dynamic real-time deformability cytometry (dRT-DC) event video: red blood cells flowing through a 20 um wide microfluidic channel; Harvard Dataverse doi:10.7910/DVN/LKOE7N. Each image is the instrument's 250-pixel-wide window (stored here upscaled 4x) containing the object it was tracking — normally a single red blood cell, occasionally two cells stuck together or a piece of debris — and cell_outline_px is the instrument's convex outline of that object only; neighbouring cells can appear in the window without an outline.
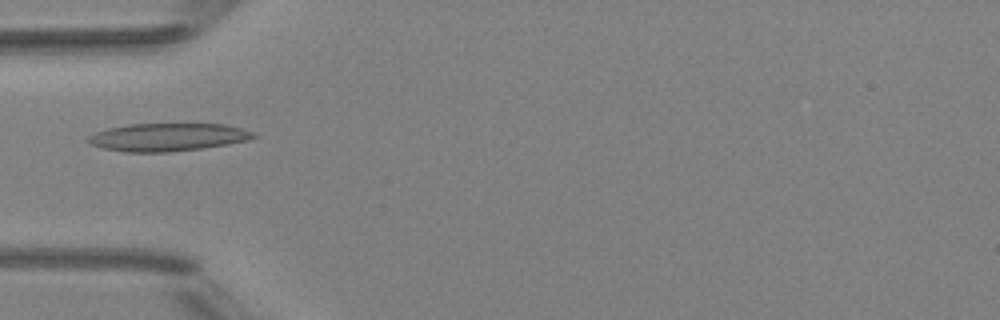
{"species": "Egyptian fruit bat (a non-hibernating species)", "species_latin": "Rousettus aegyptiacus", "temperature_condition": "room temperature", "stored_images_in_passage": 6, "camera_frame_rate_fps": 3000, "um_per_image_px": 0.085, "animal": {"sex": "female"}, "frame": {"image": 1, "passage_image": 4, "time_ms": 4.333, "image_size_px": [1000, 320], "cell_outline_px": [[260, 136], [248, 140], [228, 144], [204, 148], [168, 152], [124, 152], [104, 148], [88, 144], [84, 140], [88, 136], [96, 132], [108, 128], [128, 124], [224, 124], [240, 128], [252, 132]], "centroid_in_image_um": [14.23, 11.66], "position_along_channel_um": 70.8, "area_um2": 26.99}}
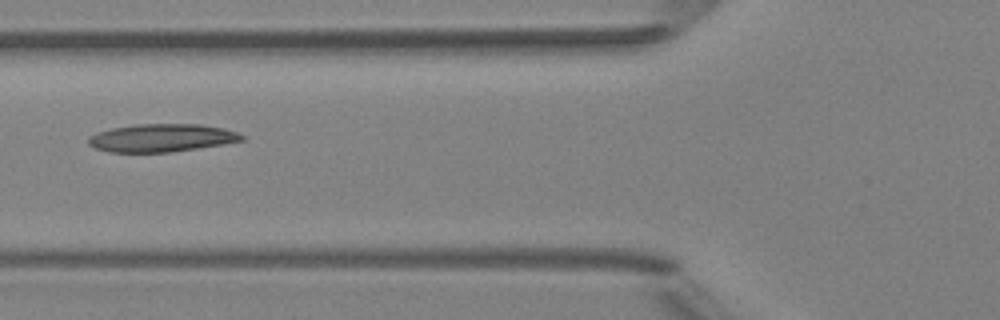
{"frame": {"image": 2, "passage_image": 5, "time_ms": 5.333, "image_size_px": [1000, 320], "cell_outline_px": [[244, 140], [224, 144], [168, 152], [108, 152], [96, 148], [88, 144], [88, 136], [96, 132], [112, 128], [136, 124], [200, 124], [224, 128], [236, 132], [244, 136]], "centroid_in_image_um": [13.71, 11.71], "position_along_channel_um": 112.1, "area_um2": 24.91}}
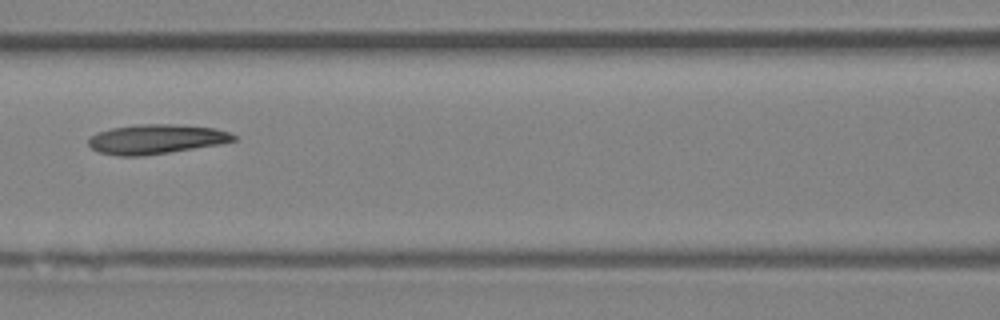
{"frame": {"image": 3, "passage_image": 6, "time_ms": 6.333, "image_size_px": [1000, 320], "cell_outline_px": [[236, 140], [220, 144], [144, 156], [120, 156], [100, 152], [92, 148], [88, 144], [88, 140], [96, 132], [112, 128], [136, 124], [172, 124], [216, 128], [228, 132], [236, 136]], "centroid_in_image_um": [13.26, 11.82], "position_along_channel_um": 153.3, "area_um2": 24.91}}